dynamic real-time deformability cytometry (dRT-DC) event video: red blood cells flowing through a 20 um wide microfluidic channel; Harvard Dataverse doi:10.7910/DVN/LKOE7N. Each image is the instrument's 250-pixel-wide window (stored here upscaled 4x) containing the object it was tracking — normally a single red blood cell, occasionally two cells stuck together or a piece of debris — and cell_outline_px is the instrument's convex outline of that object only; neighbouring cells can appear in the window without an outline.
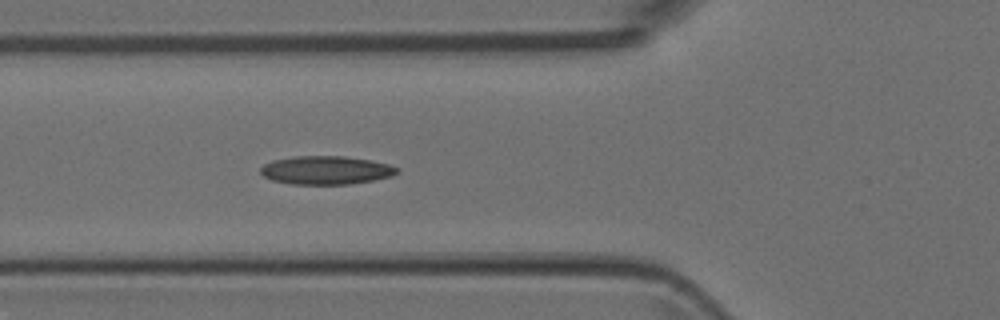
{"species": "Egyptian fruit bat (a non-hibernating species)", "species_latin": "Rousettus aegyptiacus", "temperature_condition": "room temperature", "stored_images_in_passage": 4, "camera_frame_rate_fps": 3000, "um_per_image_px": 0.085, "animal": {"sex": "female"}, "frame": {"image": 1, "passage_image": 4, "time_ms": 1.0, "image_size_px": [1000, 320], "cell_outline_px": [[400, 172], [392, 176], [372, 180], [348, 184], [292, 184], [272, 180], [264, 176], [260, 172], [260, 168], [264, 164], [272, 160], [296, 156], [344, 156], [372, 160], [388, 164], [400, 168]], "centroid_in_image_um": [27.73, 14.46], "position_along_channel_um": 98.1, "area_um2": 22.66}}